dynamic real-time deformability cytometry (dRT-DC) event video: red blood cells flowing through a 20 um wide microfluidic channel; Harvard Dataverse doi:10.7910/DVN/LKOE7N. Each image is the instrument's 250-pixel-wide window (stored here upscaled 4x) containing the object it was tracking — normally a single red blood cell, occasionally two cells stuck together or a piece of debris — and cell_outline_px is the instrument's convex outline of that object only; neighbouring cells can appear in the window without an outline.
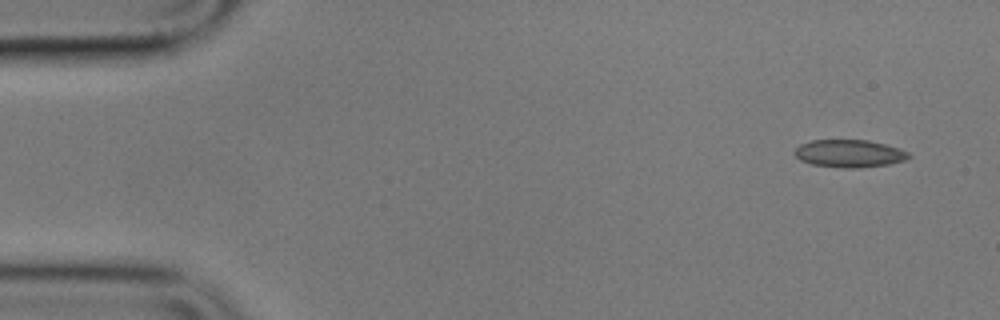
{"species": "common noctule bat (a hibernating species)", "species_latin": "Nyctalus noctula", "temperature_condition": "cold", "stored_images_in_passage": 4, "camera_frame_rate_fps": 3000, "um_per_image_px": 0.085, "animal": {"sex": "male", "body_mass_g": 17.9}, "frame": {"image": 1, "passage_image": 1, "time_ms": 0.0, "image_size_px": [1000, 320], "cell_outline_px": [[912, 156], [904, 160], [888, 164], [856, 168], [844, 168], [812, 164], [800, 160], [792, 152], [800, 144], [812, 140], [868, 140], [900, 148], [908, 152]], "centroid_in_image_um": [72.18, 13.04], "position_along_channel_um": 12.8, "area_um2": 18.32}}